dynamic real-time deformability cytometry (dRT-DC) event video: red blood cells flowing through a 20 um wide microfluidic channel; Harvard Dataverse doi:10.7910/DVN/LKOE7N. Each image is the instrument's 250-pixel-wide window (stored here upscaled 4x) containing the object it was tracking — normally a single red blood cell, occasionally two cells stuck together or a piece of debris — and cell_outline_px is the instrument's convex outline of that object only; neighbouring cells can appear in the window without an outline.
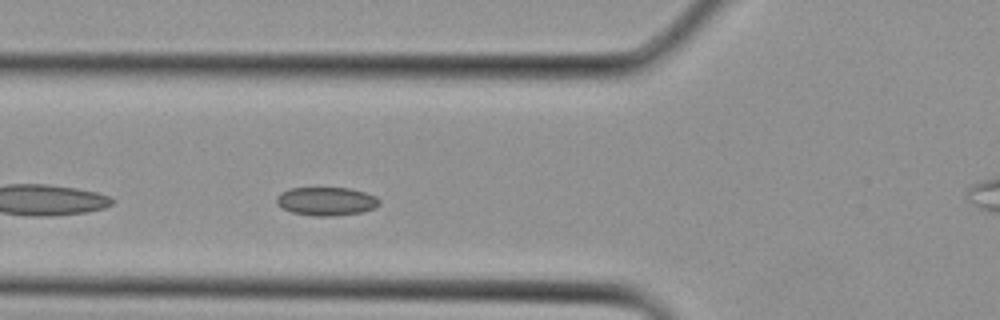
{"species": "Egyptian fruit bat (a non-hibernating species)", "species_latin": "Rousettus aegyptiacus", "temperature_condition": "cold", "stored_images_in_passage": 23, "camera_frame_rate_fps": 3000, "um_per_image_px": 0.085, "animal": {"sex": "female"}, "frame": {"image": 1, "passage_image": 6, "time_ms": 1.667, "image_size_px": [1000, 320], "cell_outline_px": [[380, 204], [376, 208], [360, 212], [332, 216], [316, 216], [292, 212], [276, 204], [276, 196], [280, 192], [288, 188], [352, 188], [376, 196], [380, 200]], "centroid_in_image_um": [27.74, 17.1], "position_along_channel_um": 98.1, "area_um2": 17.11}}
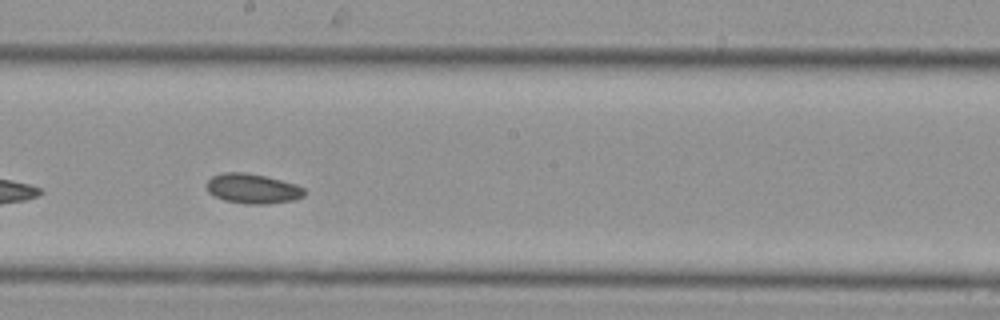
{"frame": {"image": 2, "passage_image": 12, "time_ms": 3.667, "image_size_px": [1000, 320], "cell_outline_px": [[308, 192], [304, 196], [296, 200], [264, 204], [248, 204], [224, 200], [208, 192], [208, 180], [212, 176], [224, 172], [244, 172], [264, 176], [296, 184], [304, 188]], "centroid_in_image_um": [21.52, 16.04], "position_along_channel_um": 226.7, "area_um2": 16.94}}
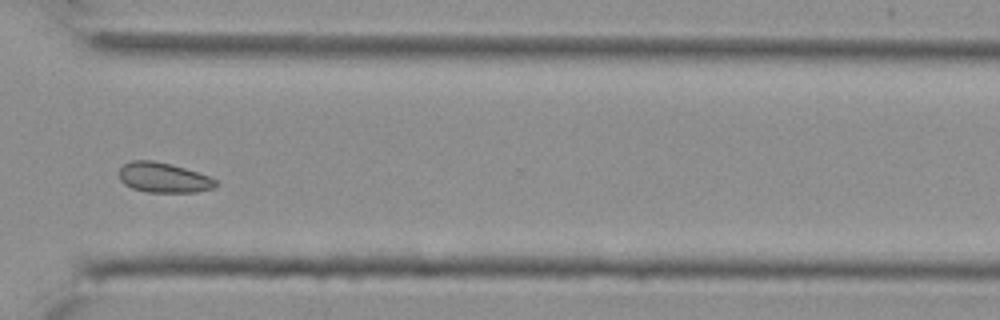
{"frame": {"image": 3, "passage_image": 18, "time_ms": 5.667, "image_size_px": [1000, 320], "cell_outline_px": [[216, 184], [212, 188], [196, 192], [148, 192], [132, 188], [124, 184], [120, 180], [120, 168], [124, 164], [132, 160], [152, 160], [172, 164], [208, 176], [216, 180]], "centroid_in_image_um": [13.87, 15.09], "position_along_channel_um": 356.7, "area_um2": 16.7}}